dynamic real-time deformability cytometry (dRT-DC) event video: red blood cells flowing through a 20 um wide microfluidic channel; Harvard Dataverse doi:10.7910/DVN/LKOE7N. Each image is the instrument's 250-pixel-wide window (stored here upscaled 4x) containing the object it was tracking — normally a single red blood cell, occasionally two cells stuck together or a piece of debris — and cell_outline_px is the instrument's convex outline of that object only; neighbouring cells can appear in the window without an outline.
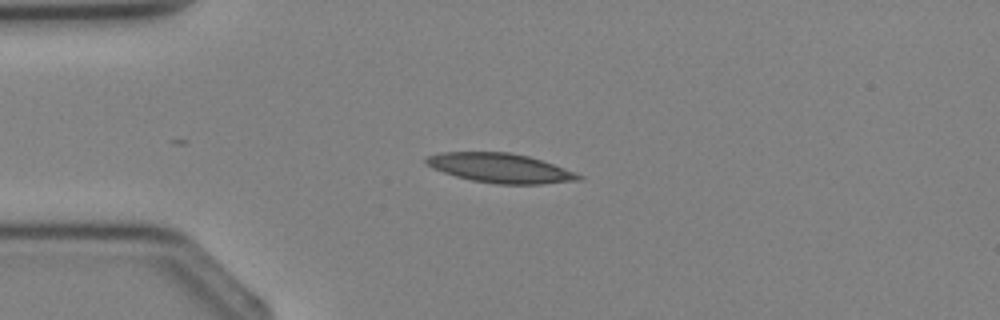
{"species": "Egyptian fruit bat (a non-hibernating species)", "species_latin": "Rousettus aegyptiacus", "temperature_condition": "cold", "stored_images_in_passage": 4, "camera_frame_rate_fps": 3000, "um_per_image_px": 0.085, "animal": {"sex": "female"}, "frame": {"image": 1, "passage_image": 3, "time_ms": 2.333, "image_size_px": [1000, 320], "cell_outline_px": [[584, 176], [580, 180], [540, 184], [496, 184], [472, 180], [456, 176], [432, 168], [424, 160], [428, 156], [440, 152], [508, 152], [528, 156], [564, 168]], "centroid_in_image_um": [42.51, 14.28], "position_along_channel_um": 42.5, "area_um2": 25.84}}
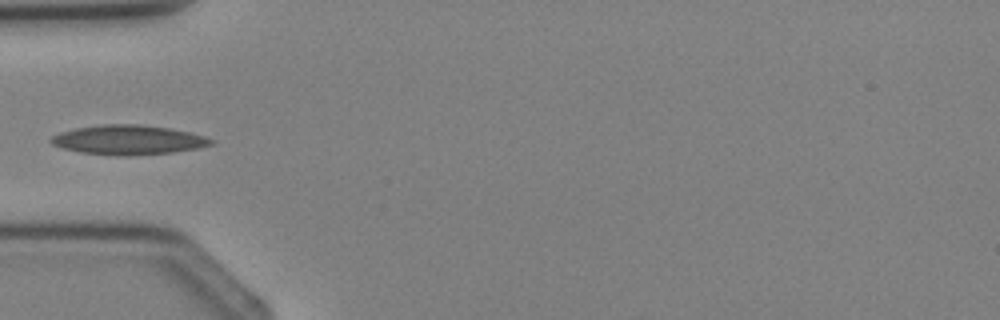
{"frame": {"image": 2, "passage_image": 4, "time_ms": 3.333, "image_size_px": [1000, 320], "cell_outline_px": [[216, 144], [196, 148], [172, 152], [128, 156], [116, 156], [80, 152], [64, 148], [52, 144], [48, 140], [52, 136], [60, 132], [76, 128], [100, 124], [140, 124], [168, 128], [188, 132], [204, 136], [216, 140]], "centroid_in_image_um": [10.91, 11.89], "position_along_channel_um": 74.1, "area_um2": 27.57}}